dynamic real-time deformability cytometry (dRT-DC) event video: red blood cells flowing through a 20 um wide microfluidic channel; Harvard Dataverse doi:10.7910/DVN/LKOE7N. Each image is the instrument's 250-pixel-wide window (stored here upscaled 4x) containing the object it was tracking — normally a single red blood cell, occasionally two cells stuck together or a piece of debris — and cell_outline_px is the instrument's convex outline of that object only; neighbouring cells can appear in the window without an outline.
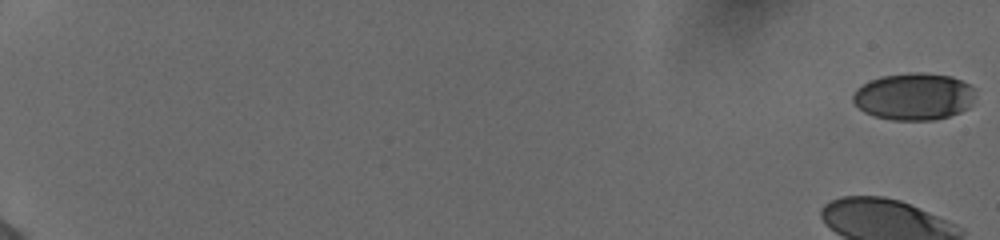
{"species": "human", "species_latin": "Homo sapiens", "temperature_condition": "cold", "stored_images_in_passage": 56, "camera_frame_rate_fps": 3000, "um_per_image_px": 0.085, "donor": {"sex": "female"}, "frame": {"image": 1, "passage_image": 1, "time_ms": 0.0, "image_size_px": [1000, 240], "cell_outline_px": [[976, 96], [968, 108], [960, 112], [948, 116], [932, 120], [892, 120], [876, 116], [864, 112], [852, 100], [852, 96], [856, 88], [880, 76], [912, 72], [920, 72], [952, 76], [968, 84], [972, 88]], "centroid_in_image_um": [77.68, 8.2], "position_along_channel_um": 7.3, "area_um2": 33.52}}